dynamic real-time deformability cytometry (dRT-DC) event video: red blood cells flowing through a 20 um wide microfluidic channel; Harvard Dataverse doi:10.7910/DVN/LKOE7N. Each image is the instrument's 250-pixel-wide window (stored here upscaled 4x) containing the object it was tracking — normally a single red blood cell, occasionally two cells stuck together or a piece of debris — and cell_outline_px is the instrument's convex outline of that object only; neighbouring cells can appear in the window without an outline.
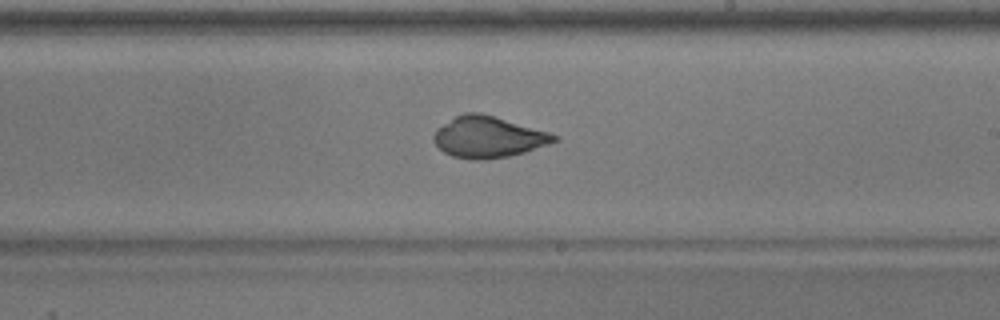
{"species": "common noctule bat (a hibernating species)", "species_latin": "Nyctalus noctula", "temperature_condition": "warm", "stored_images_in_passage": 36, "camera_frame_rate_fps": 3000, "um_per_image_px": 0.085, "animal": {"sex": "male", "body_mass_g": 17.9}, "frame": {"image": 1, "passage_image": 21, "time_ms": 6.667, "image_size_px": [1000, 320], "cell_outline_px": [[560, 140], [524, 152], [508, 156], [484, 160], [472, 160], [452, 156], [444, 152], [432, 140], [432, 136], [436, 128], [456, 116], [464, 112], [480, 112], [496, 116], [548, 132], [560, 136]], "centroid_in_image_um": [41.48, 11.64], "position_along_channel_um": 247.5, "area_um2": 29.07}}
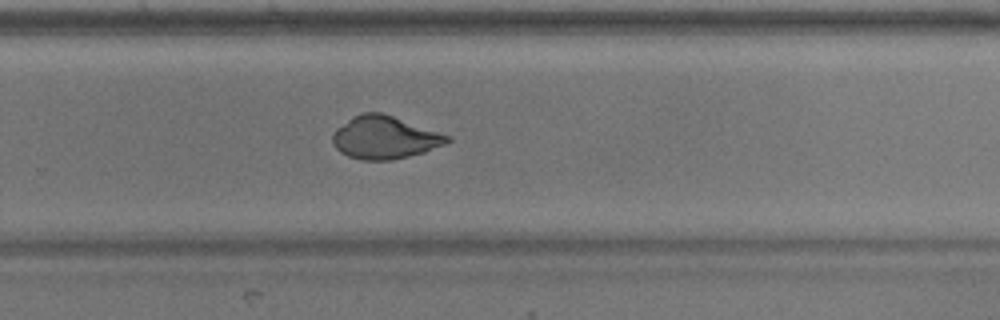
{"frame": {"image": 2, "passage_image": 25, "time_ms": 8.0, "image_size_px": [1000, 320], "cell_outline_px": [[452, 140], [444, 144], [424, 152], [392, 160], [360, 160], [348, 156], [340, 152], [336, 148], [332, 140], [332, 132], [336, 128], [352, 116], [360, 112], [380, 112], [452, 136]], "centroid_in_image_um": [32.67, 11.68], "position_along_channel_um": 297.1, "area_um2": 28.61}, "authors_computed_cell_mechanics": {"area_um2": 28.7844, "velocity_mm_per_s": 3.74, "shape_relaxation_time_tau1_ms": 11.0647, "shape_relaxation_time_tau2_ms": null, "deformation_change_tau1": 0.3088, "deformation_change_tau2": null}}